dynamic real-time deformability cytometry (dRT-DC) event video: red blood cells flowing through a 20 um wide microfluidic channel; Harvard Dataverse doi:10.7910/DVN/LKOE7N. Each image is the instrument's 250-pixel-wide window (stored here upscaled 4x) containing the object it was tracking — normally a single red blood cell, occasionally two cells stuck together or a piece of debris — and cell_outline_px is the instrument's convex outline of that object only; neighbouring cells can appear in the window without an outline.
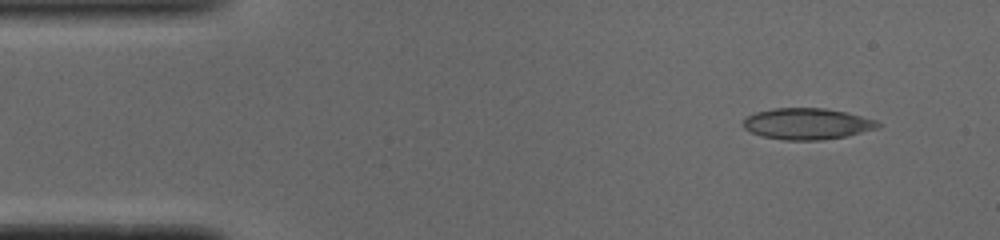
{"species": "common noctule bat (a hibernating species)", "species_latin": "Nyctalus noctula", "temperature_condition": "cold", "stored_images_in_passage": 50, "camera_frame_rate_fps": 3000, "um_per_image_px": 0.085, "animal": {"sex": "male", "body_mass_g": 19.0, "forearm_length_mm": 50.8}, "frame": {"image": 1, "passage_image": 3, "time_ms": 0.667, "image_size_px": [1000, 240], "cell_outline_px": [[880, 128], [848, 136], [820, 140], [784, 140], [760, 136], [744, 128], [744, 120], [748, 116], [756, 112], [772, 108], [824, 108], [844, 112], [876, 120], [880, 124]], "centroid_in_image_um": [68.62, 10.53], "position_along_channel_um": 16.4, "area_um2": 24.51}}
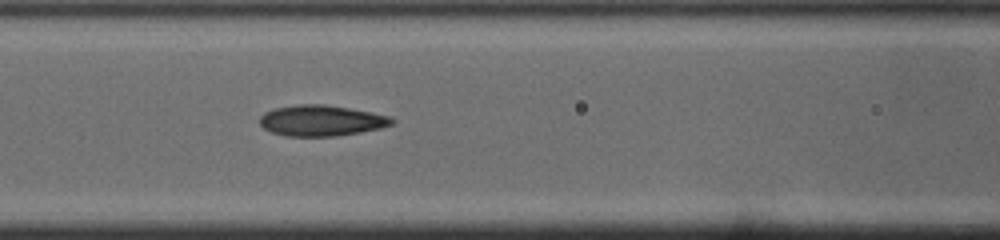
{"frame": {"image": 2, "passage_image": 19, "time_ms": 6.0, "image_size_px": [1000, 240], "cell_outline_px": [[396, 120], [392, 124], [380, 128], [360, 132], [336, 136], [284, 136], [272, 132], [264, 128], [260, 124], [260, 116], [264, 112], [276, 108], [300, 104], [324, 104], [348, 108], [388, 116]], "centroid_in_image_um": [27.28, 10.25], "position_along_channel_um": 139.3, "area_um2": 23.52}}
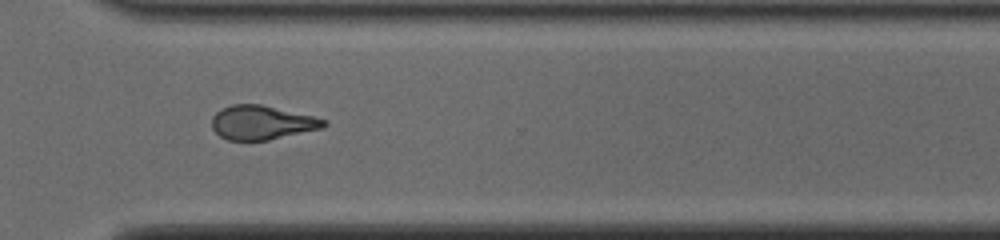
{"frame": {"image": 3, "passage_image": 35, "time_ms": 11.333, "image_size_px": [1000, 240], "cell_outline_px": [[328, 124], [324, 128], [268, 140], [228, 140], [220, 136], [212, 128], [212, 116], [220, 108], [232, 104], [260, 104], [312, 116], [328, 120]], "centroid_in_image_um": [22.26, 10.42], "position_along_channel_um": 348.3, "area_um2": 22.25}, "authors_computed_cell_mechanics": {"area_um2": 23.6402, "velocity_mm_per_s": 3.9141, "shape_relaxation_time_tau1_ms": null, "shape_relaxation_time_tau2_ms": 2.6801, "deformation_change_tau1": null, "deformation_change_tau2": 0.1067}}